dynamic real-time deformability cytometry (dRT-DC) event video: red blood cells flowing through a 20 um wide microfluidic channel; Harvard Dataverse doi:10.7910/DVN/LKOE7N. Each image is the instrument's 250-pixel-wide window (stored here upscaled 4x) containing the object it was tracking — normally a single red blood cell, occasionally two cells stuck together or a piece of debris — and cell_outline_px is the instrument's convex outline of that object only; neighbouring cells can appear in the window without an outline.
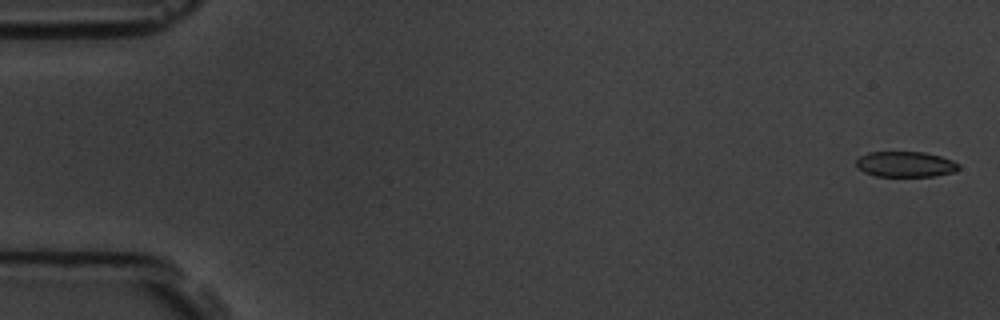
{"species": "common noctule bat (a hibernating species)", "species_latin": "Nyctalus noctula", "temperature_condition": "room temperature", "stored_images_in_passage": 8, "camera_frame_rate_fps": 3000, "um_per_image_px": 0.085, "animal": {"sex": "male", "body_mass_g": 19.5, "forearm_length_mm": 54.6}, "frame": {"image": 1, "passage_image": 1, "time_ms": 0.0, "image_size_px": [1000, 320], "cell_outline_px": [[960, 168], [956, 172], [936, 176], [876, 176], [864, 172], [856, 168], [856, 160], [860, 156], [868, 152], [924, 152], [940, 156], [952, 160], [960, 164]], "centroid_in_image_um": [76.98, 13.96], "position_along_channel_um": 8.0, "area_um2": 15.43}}
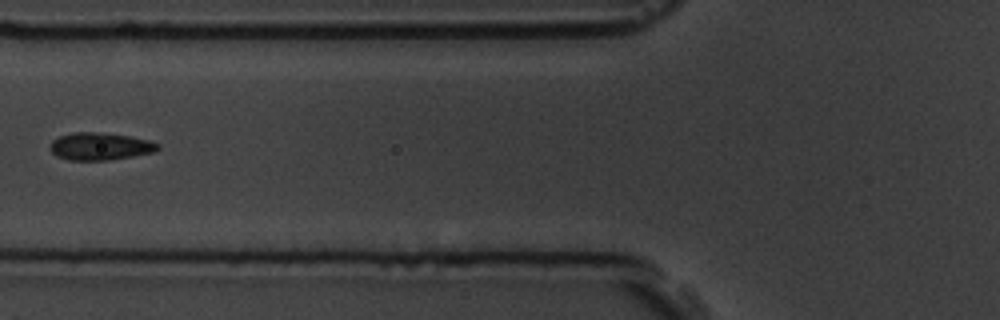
{"frame": {"image": 2, "passage_image": 6, "time_ms": 6.667, "image_size_px": [1000, 320], "cell_outline_px": [[160, 148], [152, 152], [132, 156], [108, 160], [68, 160], [56, 156], [52, 152], [48, 144], [52, 140], [60, 136], [72, 132], [96, 132], [128, 136], [148, 140], [160, 144]], "centroid_in_image_um": [8.46, 12.44], "position_along_channel_um": 117.3, "area_um2": 17.17}}
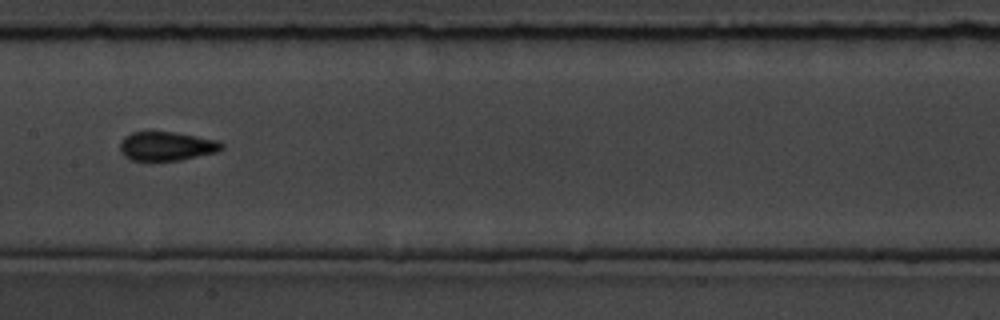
{"frame": {"image": 3, "passage_image": 8, "time_ms": 8.667, "image_size_px": [1000, 320], "cell_outline_px": [[224, 148], [216, 152], [180, 160], [152, 164], [132, 160], [124, 156], [120, 152], [120, 140], [124, 136], [132, 132], [176, 132], [216, 140], [224, 144]], "centroid_in_image_um": [14.1, 12.47], "position_along_channel_um": 193.3, "area_um2": 17.8}}